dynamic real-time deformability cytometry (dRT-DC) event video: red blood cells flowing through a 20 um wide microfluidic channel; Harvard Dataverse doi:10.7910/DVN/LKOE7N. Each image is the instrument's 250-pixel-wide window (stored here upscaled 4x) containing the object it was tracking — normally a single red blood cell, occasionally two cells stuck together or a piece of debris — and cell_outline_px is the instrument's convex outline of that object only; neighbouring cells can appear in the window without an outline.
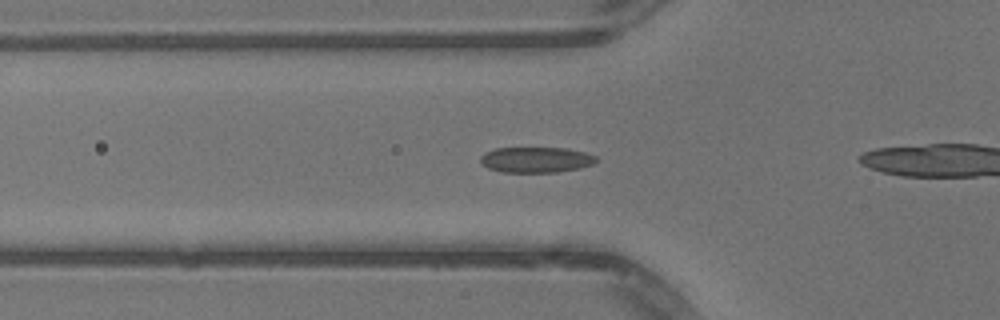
{"species": "common noctule bat (a hibernating species)", "species_latin": "Nyctalus noctula", "temperature_condition": "warm", "stored_images_in_passage": 43, "camera_frame_rate_fps": 3000, "um_per_image_px": 0.085, "animal": {"sex": "male", "body_mass_g": 13.3}, "frame": {"image": 1, "passage_image": 19, "time_ms": 6.0, "image_size_px": [1000, 320], "cell_outline_px": [[600, 160], [592, 164], [580, 168], [556, 172], [500, 172], [488, 168], [480, 164], [480, 156], [484, 152], [496, 148], [568, 148], [584, 152], [596, 156]], "centroid_in_image_um": [45.54, 13.58], "position_along_channel_um": 80.3, "area_um2": 17.46}}
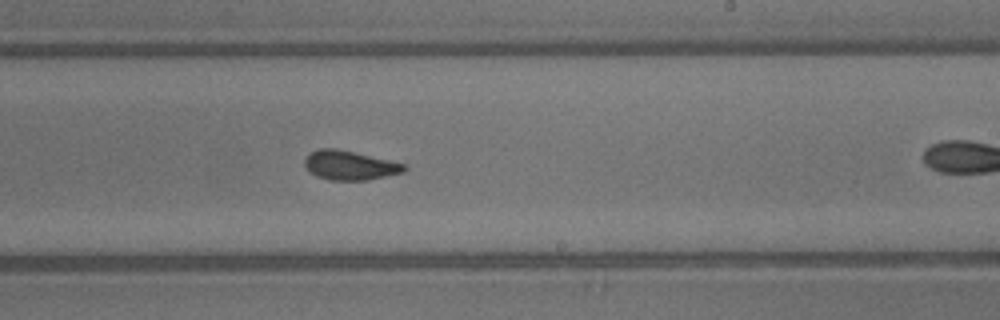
{"frame": {"image": 2, "passage_image": 32, "time_ms": 10.333, "image_size_px": [1000, 320], "cell_outline_px": [[408, 168], [404, 172], [368, 180], [332, 180], [316, 176], [308, 172], [304, 164], [304, 160], [312, 152], [320, 148], [336, 148], [388, 160], [404, 164]], "centroid_in_image_um": [29.71, 14.06], "position_along_channel_um": 259.3, "area_um2": 16.82}}
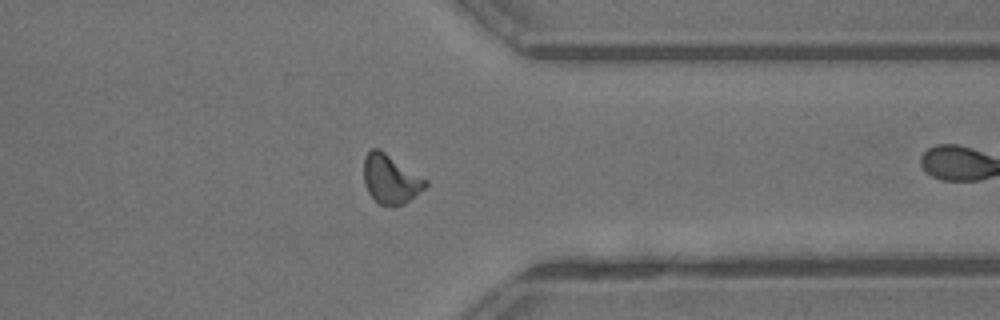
{"frame": {"image": 3, "passage_image": 41, "time_ms": 13.333, "image_size_px": [1000, 320], "cell_outline_px": [[428, 184], [424, 188], [404, 204], [392, 208], [380, 204], [368, 192], [364, 184], [364, 156], [372, 148], [380, 148], [428, 180]], "centroid_in_image_um": [33.2, 15.22], "position_along_channel_um": 378.2, "area_um2": 17.8}}